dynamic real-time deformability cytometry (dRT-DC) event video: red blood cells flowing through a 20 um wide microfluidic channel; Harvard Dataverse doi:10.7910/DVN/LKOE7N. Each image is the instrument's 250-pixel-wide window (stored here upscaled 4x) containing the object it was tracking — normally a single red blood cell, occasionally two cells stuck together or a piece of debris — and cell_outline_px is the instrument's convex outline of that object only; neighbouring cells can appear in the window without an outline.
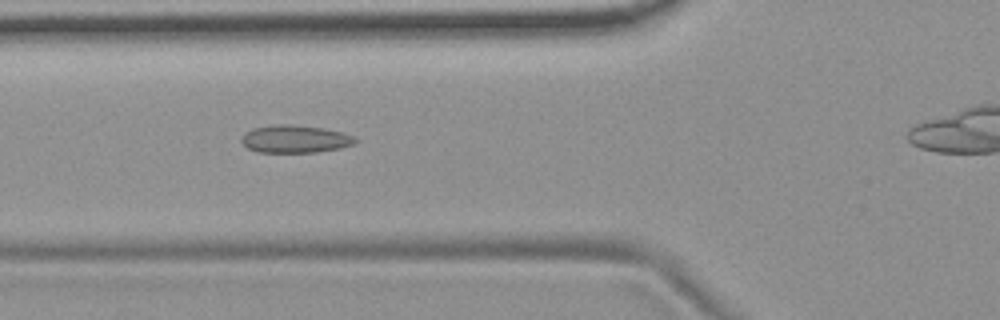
{"species": "common noctule bat (a hibernating species)", "species_latin": "Nyctalus noctula", "temperature_condition": "room temperature", "stored_images_in_passage": 44, "camera_frame_rate_fps": 3000, "um_per_image_px": 0.085, "animal": {"sex": "female", "body_mass_g": 19.9}, "frame": {"image": 1, "passage_image": 17, "time_ms": 5.333, "image_size_px": [1000, 320], "cell_outline_px": [[356, 144], [340, 148], [316, 152], [256, 152], [248, 148], [240, 140], [244, 132], [252, 128], [276, 124], [288, 124], [324, 128], [340, 132], [352, 136], [356, 140]], "centroid_in_image_um": [25.04, 11.81], "position_along_channel_um": 100.8, "area_um2": 18.32}}
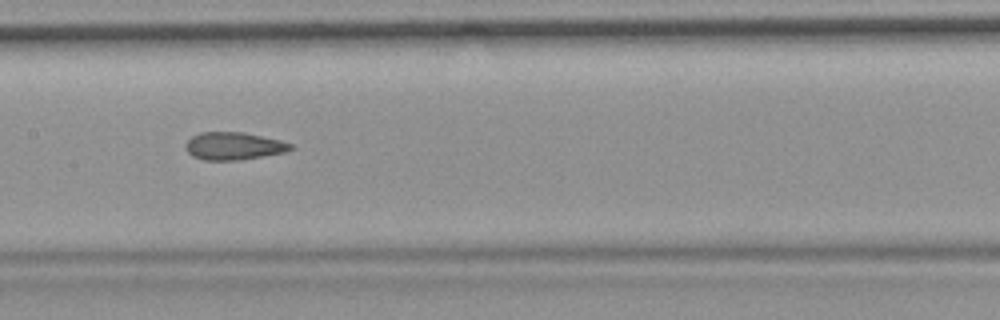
{"frame": {"image": 2, "passage_image": 24, "time_ms": 7.667, "image_size_px": [1000, 320], "cell_outline_px": [[296, 148], [284, 152], [240, 160], [204, 160], [192, 156], [188, 152], [184, 144], [192, 136], [200, 132], [244, 132], [280, 140], [292, 144]], "centroid_in_image_um": [19.86, 12.41], "position_along_channel_um": 187.5, "area_um2": 16.94}}
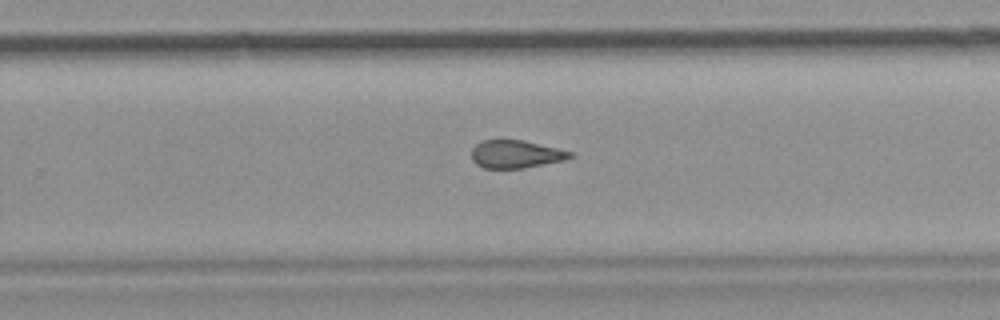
{"frame": {"image": 3, "passage_image": 32, "time_ms": 10.333, "image_size_px": [1000, 320], "cell_outline_px": [[576, 156], [568, 160], [524, 168], [484, 168], [476, 164], [472, 160], [472, 148], [480, 140], [524, 140], [572, 152]], "centroid_in_image_um": [43.87, 13.11], "position_along_channel_um": 285.9, "area_um2": 16.18}}